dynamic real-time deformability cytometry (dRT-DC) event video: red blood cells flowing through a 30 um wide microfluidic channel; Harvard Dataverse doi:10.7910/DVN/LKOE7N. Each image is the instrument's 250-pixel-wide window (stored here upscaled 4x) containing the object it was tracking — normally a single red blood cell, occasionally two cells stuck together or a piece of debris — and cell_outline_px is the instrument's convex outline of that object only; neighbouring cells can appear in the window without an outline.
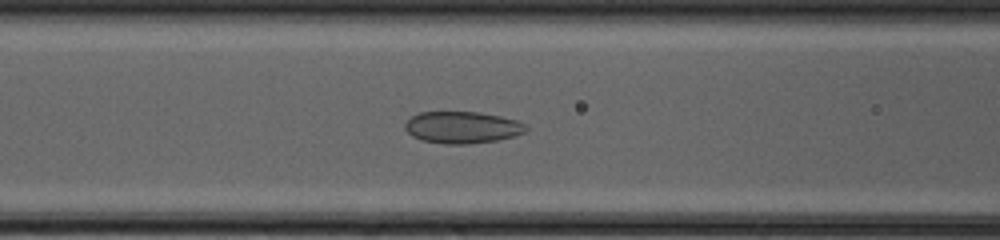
{"species": "common noctule bat (a hibernating species)", "species_latin": "Nyctalus noctula", "temperature_condition": "cold", "stored_images_in_passage": 42, "camera_frame_rate_fps": 3000, "um_per_image_px": 0.085, "animal": {"sex": "female", "body_mass_g": 20.0, "forearm_length_mm": 54.0}, "frame": {"image": 1, "passage_image": 14, "time_ms": 4.333, "image_size_px": [1000, 240], "cell_outline_px": [[528, 128], [524, 132], [512, 136], [496, 140], [468, 144], [444, 144], [424, 140], [412, 136], [404, 128], [404, 124], [412, 116], [420, 112], [476, 112], [500, 116], [516, 120], [524, 124]], "centroid_in_image_um": [39.26, 10.82], "position_along_channel_um": 127.3, "area_um2": 22.2}}
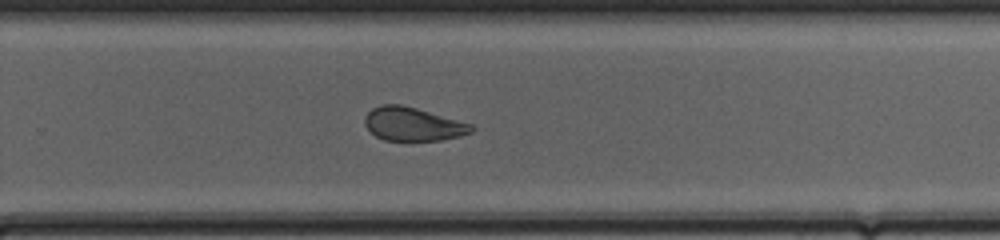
{"frame": {"image": 2, "passage_image": 26, "time_ms": 8.333, "image_size_px": [1000, 240], "cell_outline_px": [[476, 128], [472, 132], [460, 136], [440, 140], [384, 140], [376, 136], [364, 124], [364, 116], [372, 108], [380, 104], [400, 104], [416, 108], [472, 124]], "centroid_in_image_um": [35.09, 10.54], "position_along_channel_um": 294.7, "area_um2": 20.75}}
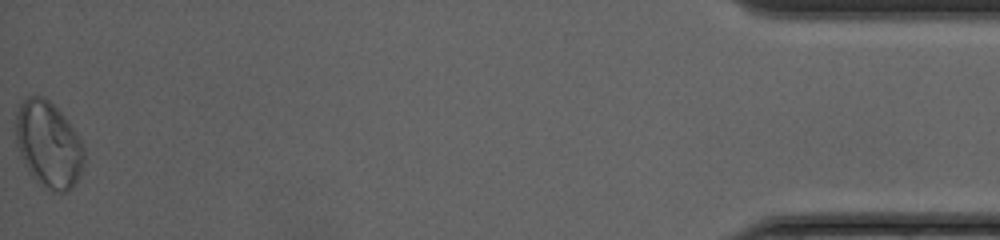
{"frame": {"image": 3, "passage_image": 42, "time_ms": 13.667, "image_size_px": [1000, 240], "cell_outline_px": [[84, 160], [80, 172], [72, 188], [64, 192], [52, 192], [40, 184], [28, 172], [20, 156], [16, 140], [16, 116], [20, 104], [28, 96], [44, 96], [64, 116], [80, 140], [84, 148]], "centroid_in_image_um": [4.1, 12.3], "position_along_channel_um": 431.1, "area_um2": 33.99}, "authors_computed_cell_mechanics": {"area_um2": 23.7847, "velocity_mm_per_s": 4.2022, "shape_relaxation_time_tau1_ms": null, "shape_relaxation_time_tau2_ms": 1.819, "deformation_change_tau1": null, "deformation_change_tau2": 0.0785}}